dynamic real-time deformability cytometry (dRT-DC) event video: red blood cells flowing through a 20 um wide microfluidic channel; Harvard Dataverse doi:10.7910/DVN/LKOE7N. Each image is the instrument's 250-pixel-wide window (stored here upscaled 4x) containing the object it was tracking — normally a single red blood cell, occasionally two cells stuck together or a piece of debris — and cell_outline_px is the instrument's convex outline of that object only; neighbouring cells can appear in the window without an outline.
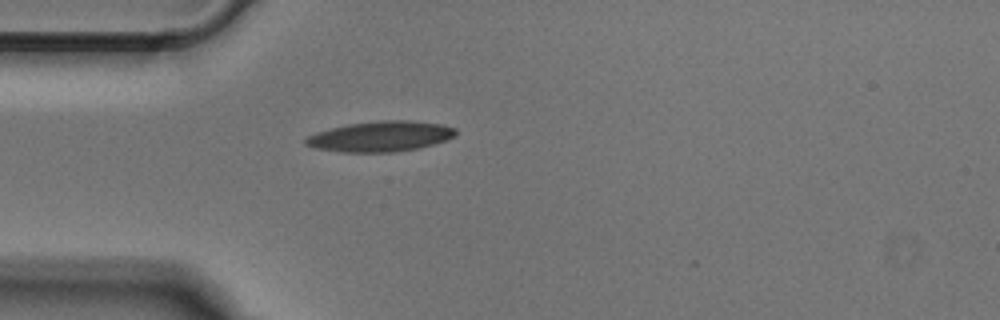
{"species": "Egyptian fruit bat (a non-hibernating species)", "species_latin": "Rousettus aegyptiacus", "temperature_condition": "cold", "stored_images_in_passage": 38, "camera_frame_rate_fps": 3000, "um_per_image_px": 0.085, "animal": {"sex": "male"}, "frame": {"image": 1, "passage_image": 1, "time_ms": 0.0, "image_size_px": [1000, 320], "cell_outline_px": [[456, 136], [448, 140], [420, 148], [396, 152], [340, 152], [312, 148], [304, 144], [304, 140], [308, 136], [316, 132], [348, 124], [380, 120], [408, 120], [440, 124], [456, 128]], "centroid_in_image_um": [32.35, 11.6], "position_along_channel_um": 52.7, "area_um2": 26.82}}
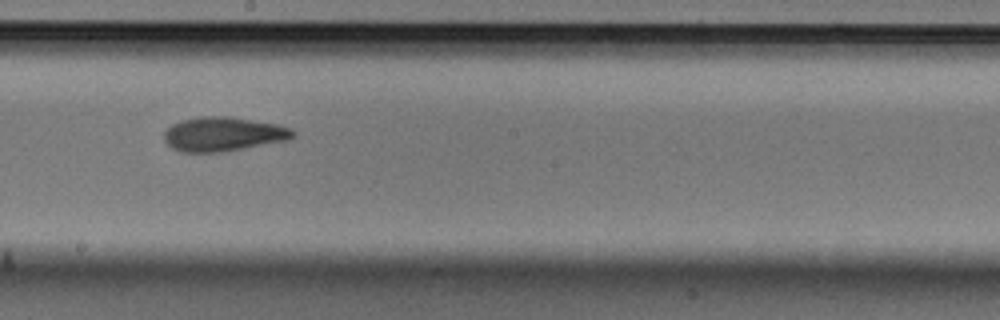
{"frame": {"image": 2, "passage_image": 15, "time_ms": 4.667, "image_size_px": [1000, 320], "cell_outline_px": [[296, 136], [288, 140], [244, 148], [220, 152], [180, 152], [172, 148], [164, 140], [164, 132], [172, 124], [180, 120], [200, 116], [228, 116], [276, 124], [292, 128], [296, 132]], "centroid_in_image_um": [18.98, 11.39], "position_along_channel_um": 229.2, "area_um2": 25.78}}
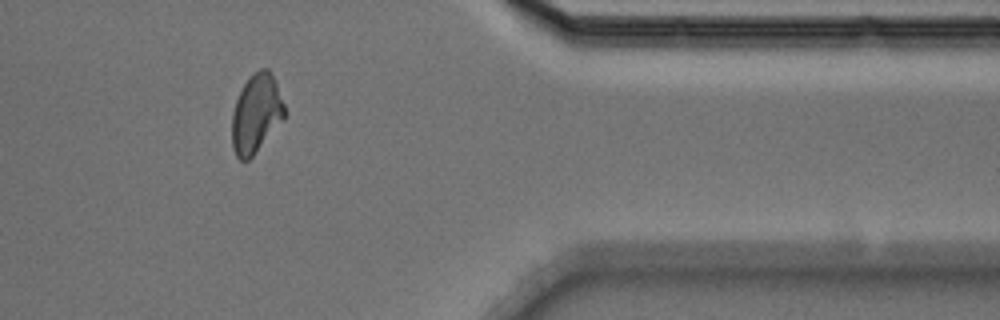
{"frame": {"image": 3, "passage_image": 29, "time_ms": 9.333, "image_size_px": [1000, 320], "cell_outline_px": [[284, 120], [252, 156], [248, 160], [240, 160], [236, 156], [232, 148], [232, 112], [236, 100], [248, 76], [260, 68], [268, 68], [276, 80], [284, 104]], "centroid_in_image_um": [21.77, 9.64], "position_along_channel_um": 389.6, "area_um2": 24.22}}